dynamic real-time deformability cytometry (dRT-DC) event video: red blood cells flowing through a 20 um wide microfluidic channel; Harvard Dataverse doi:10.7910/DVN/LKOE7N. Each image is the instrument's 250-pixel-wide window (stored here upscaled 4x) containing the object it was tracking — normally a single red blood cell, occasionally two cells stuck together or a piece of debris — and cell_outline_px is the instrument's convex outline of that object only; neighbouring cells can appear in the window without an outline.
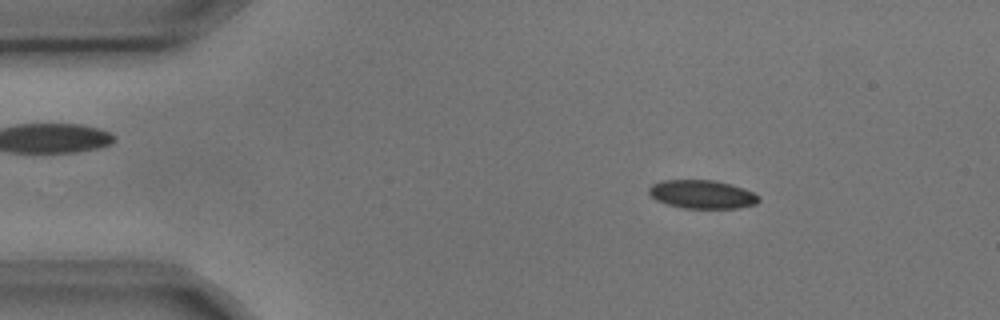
{"species": "common noctule bat (a hibernating species)", "species_latin": "Nyctalus noctula", "temperature_condition": "cold", "stored_images_in_passage": 4, "camera_frame_rate_fps": 3000, "um_per_image_px": 0.085, "animal": {"sex": "male", "body_mass_g": 17.9, "forearm_length_mm": 54.2}, "frame": {"image": 1, "passage_image": 2, "time_ms": 0.333, "image_size_px": [1000, 320], "cell_outline_px": [[760, 200], [756, 204], [736, 208], [684, 208], [668, 204], [656, 200], [648, 192], [648, 188], [652, 184], [664, 180], [716, 180], [732, 184], [744, 188], [760, 196]], "centroid_in_image_um": [59.7, 16.51], "position_along_channel_um": 25.3, "area_um2": 18.26}}
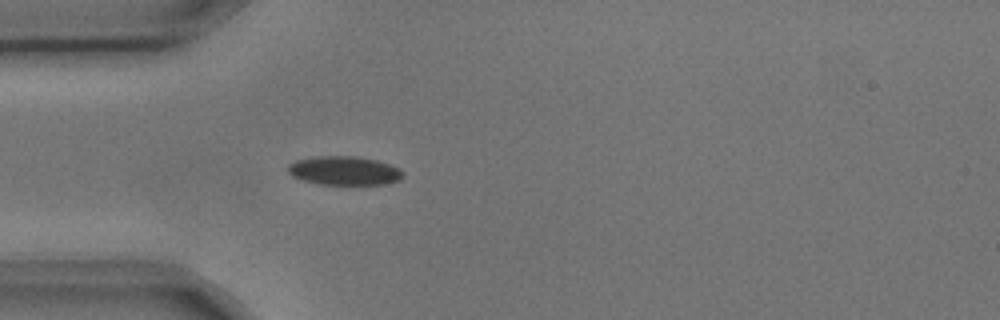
{"frame": {"image": 2, "passage_image": 4, "time_ms": 1.0, "image_size_px": [1000, 320], "cell_outline_px": [[404, 176], [400, 180], [384, 184], [316, 184], [292, 176], [288, 172], [288, 164], [296, 160], [312, 156], [356, 156], [376, 160], [400, 168], [404, 172]], "centroid_in_image_um": [29.26, 14.5], "position_along_channel_um": 55.7, "area_um2": 19.42}}